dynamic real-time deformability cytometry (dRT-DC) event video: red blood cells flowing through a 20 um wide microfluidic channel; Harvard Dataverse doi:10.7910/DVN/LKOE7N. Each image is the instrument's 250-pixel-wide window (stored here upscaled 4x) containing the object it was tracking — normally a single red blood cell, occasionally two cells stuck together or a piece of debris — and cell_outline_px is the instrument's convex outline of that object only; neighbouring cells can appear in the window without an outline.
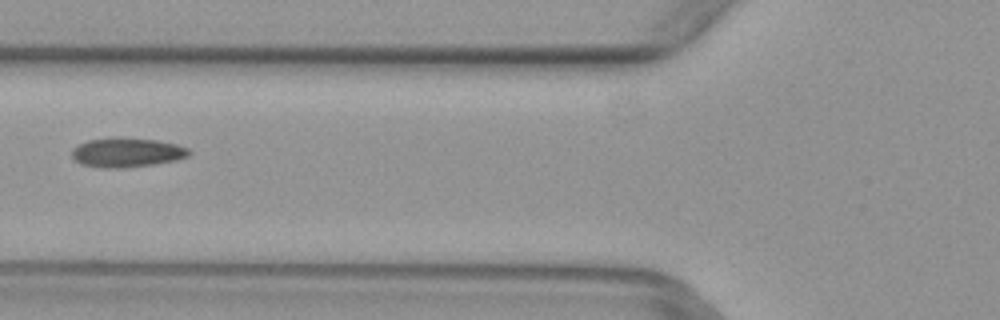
{"species": "common noctule bat (a hibernating species)", "species_latin": "Nyctalus noctula", "temperature_condition": "warm", "stored_images_in_passage": 4, "camera_frame_rate_fps": 3000, "um_per_image_px": 0.085, "animal": {"sex": "female", "body_mass_g": 29.2, "forearm_length_mm": 56.3}, "frame": {"image": 1, "passage_image": 4, "time_ms": 1.0, "image_size_px": [1000, 320], "cell_outline_px": [[192, 152], [188, 156], [176, 160], [152, 164], [124, 168], [104, 168], [80, 164], [72, 156], [72, 148], [88, 140], [116, 136], [156, 140], [176, 144], [188, 148]], "centroid_in_image_um": [10.78, 12.95], "position_along_channel_um": 115.0, "area_um2": 20.17}}